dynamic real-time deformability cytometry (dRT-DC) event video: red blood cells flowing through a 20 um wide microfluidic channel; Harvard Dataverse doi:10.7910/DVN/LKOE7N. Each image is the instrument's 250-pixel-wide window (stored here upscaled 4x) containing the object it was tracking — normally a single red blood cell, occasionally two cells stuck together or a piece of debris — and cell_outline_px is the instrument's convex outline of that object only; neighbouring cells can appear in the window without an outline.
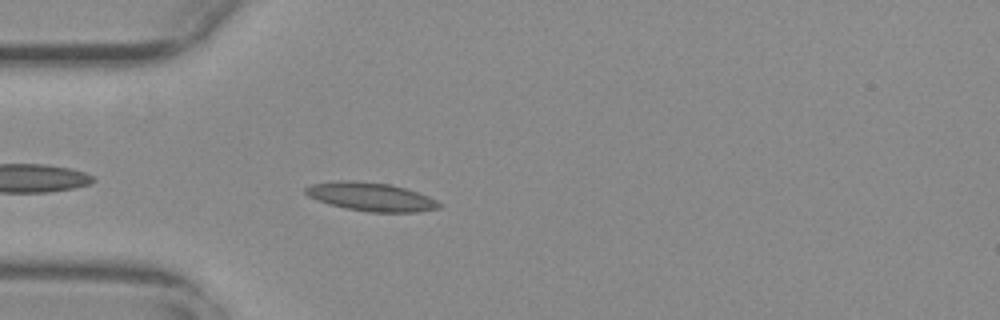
{"species": "common noctule bat (a hibernating species)", "species_latin": "Nyctalus noctula", "temperature_condition": "warm", "stored_images_in_passage": 40, "camera_frame_rate_fps": 3000, "um_per_image_px": 0.085, "animal": {"sex": "female", "body_mass_g": 29.2, "forearm_length_mm": 56.3}, "frame": {"image": 1, "passage_image": 3, "time_ms": 0.667, "image_size_px": [1000, 320], "cell_outline_px": [[444, 204], [440, 208], [420, 212], [368, 212], [348, 208], [332, 204], [308, 196], [304, 192], [304, 188], [312, 184], [340, 180], [352, 180], [388, 184], [404, 188], [428, 196]], "centroid_in_image_um": [31.57, 16.73], "position_along_channel_um": 53.4, "area_um2": 21.96}}
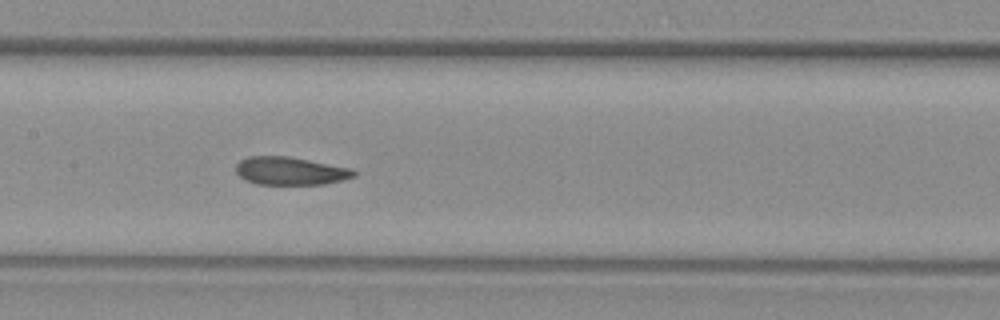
{"frame": {"image": 2, "passage_image": 14, "time_ms": 4.333, "image_size_px": [1000, 320], "cell_outline_px": [[356, 176], [344, 180], [324, 184], [256, 184], [244, 180], [236, 172], [236, 164], [240, 160], [248, 156], [288, 156], [352, 168], [356, 172]], "centroid_in_image_um": [24.68, 14.53], "position_along_channel_um": 182.7, "area_um2": 19.36}}
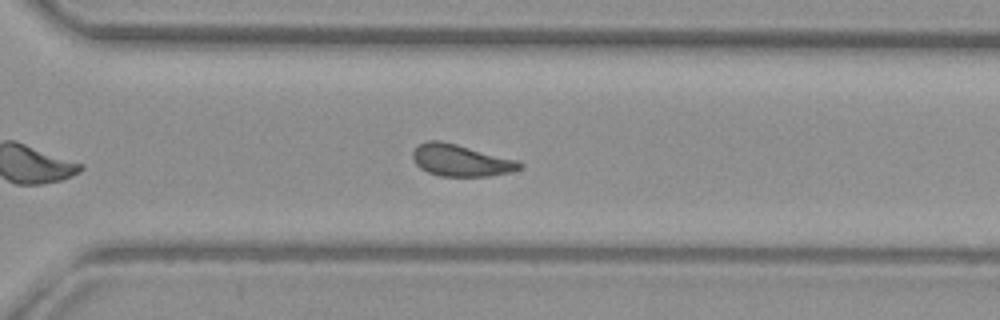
{"frame": {"image": 3, "passage_image": 26, "time_ms": 8.333, "image_size_px": [1000, 320], "cell_outline_px": [[524, 164], [520, 168], [512, 172], [488, 176], [440, 176], [428, 172], [420, 168], [412, 160], [412, 152], [416, 144], [428, 140], [440, 140], [520, 160]], "centroid_in_image_um": [39.16, 13.62], "position_along_channel_um": 331.4, "area_um2": 20.11}, "authors_computed_cell_mechanics": {"area_um2": 19.8254, "velocity_mm_per_s": 3.7235, "shape_relaxation_time_tau1_ms": null, "shape_relaxation_time_tau2_ms": 1.1681, "deformation_change_tau1": null, "deformation_change_tau2": 0.0686}}